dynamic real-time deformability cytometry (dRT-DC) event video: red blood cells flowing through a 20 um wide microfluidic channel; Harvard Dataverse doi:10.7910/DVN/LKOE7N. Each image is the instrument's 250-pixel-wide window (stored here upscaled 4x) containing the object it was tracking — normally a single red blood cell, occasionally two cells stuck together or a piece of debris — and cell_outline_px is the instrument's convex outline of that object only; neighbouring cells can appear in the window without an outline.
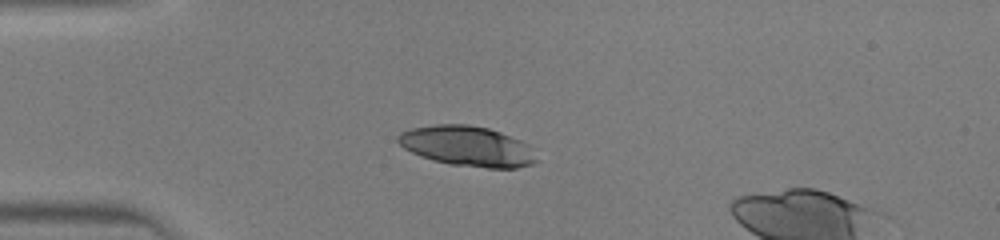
{"species": "human", "species_latin": "Homo sapiens", "temperature_condition": "warm", "stored_images_in_passage": 33, "camera_frame_rate_fps": 3000, "um_per_image_px": 0.085, "donor": {"sex": "male"}, "frame": {"image": 1, "passage_image": 1, "time_ms": 0.0, "image_size_px": [1000, 240], "cell_outline_px": [[536, 160], [532, 164], [516, 168], [488, 168], [452, 164], [432, 160], [420, 156], [404, 148], [396, 140], [396, 136], [400, 132], [412, 128], [436, 124], [468, 124], [488, 128], [500, 132], [520, 140], [528, 144]], "centroid_in_image_um": [39.68, 12.41], "position_along_channel_um": 45.3, "area_um2": 32.25}}
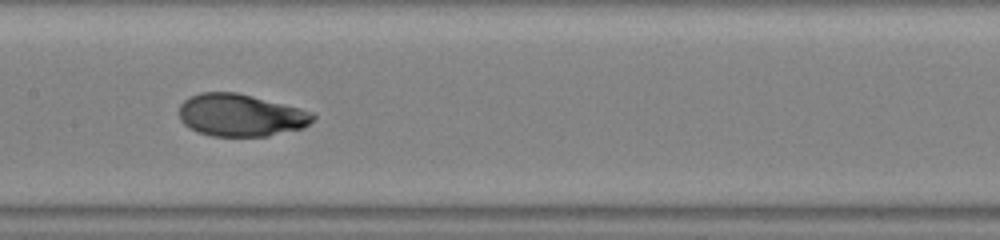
{"frame": {"image": 2, "passage_image": 12, "time_ms": 3.667, "image_size_px": [1000, 240], "cell_outline_px": [[316, 116], [304, 128], [268, 136], [212, 136], [196, 132], [184, 124], [180, 120], [180, 104], [184, 100], [200, 92], [236, 92], [300, 108], [312, 112]], "centroid_in_image_um": [20.45, 9.8], "position_along_channel_um": 186.9, "area_um2": 33.0}}
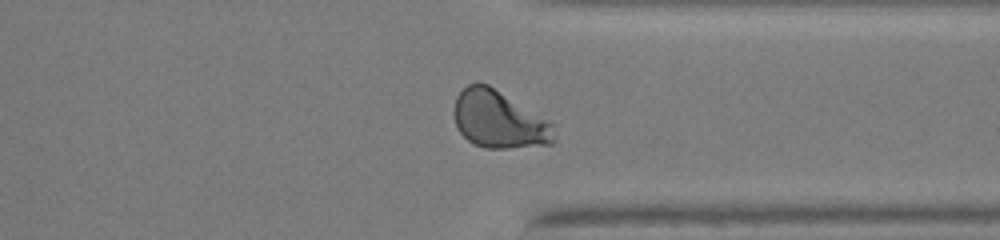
{"frame": {"image": 3, "passage_image": 24, "time_ms": 7.667, "image_size_px": [1000, 240], "cell_outline_px": [[556, 140], [552, 144], [508, 148], [484, 148], [468, 140], [456, 128], [452, 112], [456, 96], [468, 84], [476, 80], [488, 84], [548, 120], [552, 124]], "centroid_in_image_um": [42.37, 10.15], "position_along_channel_um": 369.0, "area_um2": 33.7}}